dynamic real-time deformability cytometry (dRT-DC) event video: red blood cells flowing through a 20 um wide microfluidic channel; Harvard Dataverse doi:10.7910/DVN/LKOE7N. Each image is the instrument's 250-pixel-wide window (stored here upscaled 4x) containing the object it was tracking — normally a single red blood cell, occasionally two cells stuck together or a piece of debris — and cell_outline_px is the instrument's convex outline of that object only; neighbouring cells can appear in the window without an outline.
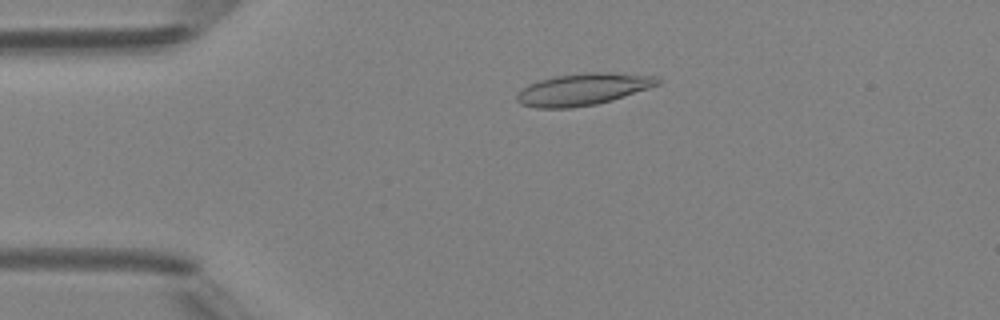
{"species": "Egyptian fruit bat (a non-hibernating species)", "species_latin": "Rousettus aegyptiacus", "temperature_condition": "room temperature", "stored_images_in_passage": 4, "camera_frame_rate_fps": 3000, "um_per_image_px": 0.085, "animal": {"sex": "female"}, "frame": {"image": 1, "passage_image": 3, "time_ms": 2.333, "image_size_px": [1000, 320], "cell_outline_px": [[660, 84], [612, 100], [596, 104], [572, 108], [536, 108], [520, 104], [516, 100], [516, 96], [520, 88], [528, 84], [540, 80], [556, 76], [588, 72], [612, 72], [660, 76]], "centroid_in_image_um": [49.55, 7.59], "position_along_channel_um": 35.5, "area_um2": 26.36}}